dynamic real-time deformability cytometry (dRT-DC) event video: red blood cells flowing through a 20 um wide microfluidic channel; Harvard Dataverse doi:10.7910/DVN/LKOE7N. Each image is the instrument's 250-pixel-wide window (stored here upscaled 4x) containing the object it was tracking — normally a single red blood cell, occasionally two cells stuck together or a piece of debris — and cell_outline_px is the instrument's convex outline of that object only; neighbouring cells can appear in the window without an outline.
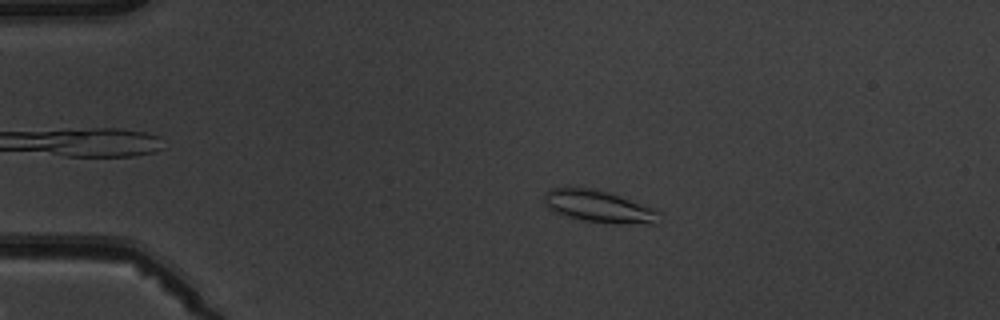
{"species": "common noctule bat (a hibernating species)", "species_latin": "Nyctalus noctula", "temperature_condition": "warm", "stored_images_in_passage": 6, "camera_frame_rate_fps": 3000, "um_per_image_px": 0.085, "animal": {"sex": "male", "body_mass_g": 19.5, "forearm_length_mm": 54.6}, "frame": {"image": 1, "passage_image": 2, "time_ms": 2.333, "image_size_px": [1000, 320], "cell_outline_px": [[660, 224], [612, 224], [584, 220], [564, 216], [548, 208], [544, 200], [544, 192], [552, 188], [568, 184], [608, 192], [620, 196], [652, 208], [656, 212]], "centroid_in_image_um": [50.82, 17.53], "position_along_channel_um": 34.2, "area_um2": 21.79}}
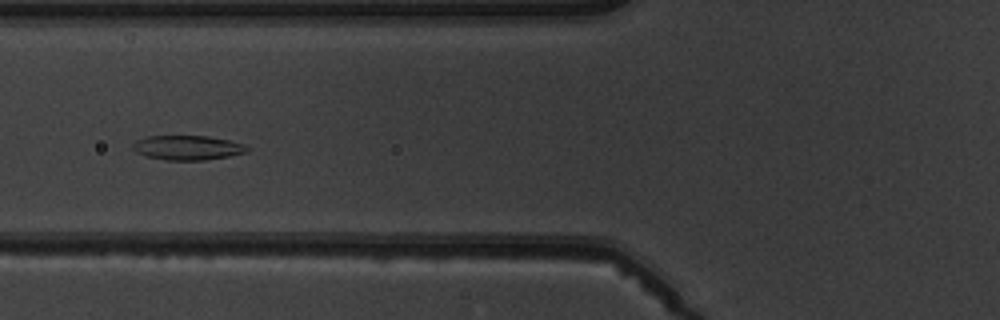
{"frame": {"image": 2, "passage_image": 5, "time_ms": 5.667, "image_size_px": [1000, 320], "cell_outline_px": [[252, 148], [248, 152], [228, 156], [204, 160], [164, 160], [148, 156], [136, 152], [132, 148], [132, 144], [136, 140], [148, 136], [208, 136], [228, 140], [244, 144]], "centroid_in_image_um": [15.97, 12.55], "position_along_channel_um": 109.8, "area_um2": 16.36}}
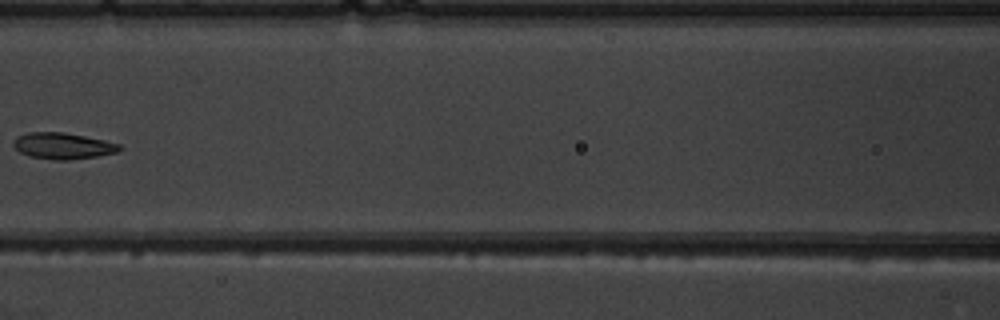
{"frame": {"image": 3, "passage_image": 6, "time_ms": 7.0, "image_size_px": [1000, 320], "cell_outline_px": [[124, 148], [116, 152], [96, 156], [68, 160], [56, 160], [28, 156], [20, 152], [12, 144], [16, 136], [28, 132], [64, 132], [104, 140], [120, 144]], "centroid_in_image_um": [5.33, 12.39], "position_along_channel_um": 161.3, "area_um2": 16.24}}